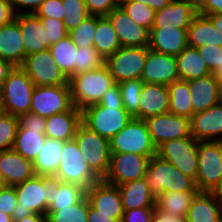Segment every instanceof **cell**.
Masks as SVG:
<instances>
[{
  "label": "cell",
  "mask_w": 222,
  "mask_h": 222,
  "mask_svg": "<svg viewBox=\"0 0 222 222\" xmlns=\"http://www.w3.org/2000/svg\"><path fill=\"white\" fill-rule=\"evenodd\" d=\"M145 178L155 199L169 191L199 192L193 178L184 175L178 168L158 155L150 158Z\"/></svg>",
  "instance_id": "6da1fadb"
},
{
  "label": "cell",
  "mask_w": 222,
  "mask_h": 222,
  "mask_svg": "<svg viewBox=\"0 0 222 222\" xmlns=\"http://www.w3.org/2000/svg\"><path fill=\"white\" fill-rule=\"evenodd\" d=\"M114 83L106 65L71 77L69 86L73 105L82 110L89 105L99 103L106 90Z\"/></svg>",
  "instance_id": "7a4b0ae2"
},
{
  "label": "cell",
  "mask_w": 222,
  "mask_h": 222,
  "mask_svg": "<svg viewBox=\"0 0 222 222\" xmlns=\"http://www.w3.org/2000/svg\"><path fill=\"white\" fill-rule=\"evenodd\" d=\"M0 87L3 113L19 117L30 112L35 85L20 66L14 68Z\"/></svg>",
  "instance_id": "3957f363"
},
{
  "label": "cell",
  "mask_w": 222,
  "mask_h": 222,
  "mask_svg": "<svg viewBox=\"0 0 222 222\" xmlns=\"http://www.w3.org/2000/svg\"><path fill=\"white\" fill-rule=\"evenodd\" d=\"M62 182H68L89 189L101 178L90 168L75 139L64 142L60 162L54 176Z\"/></svg>",
  "instance_id": "277c9868"
},
{
  "label": "cell",
  "mask_w": 222,
  "mask_h": 222,
  "mask_svg": "<svg viewBox=\"0 0 222 222\" xmlns=\"http://www.w3.org/2000/svg\"><path fill=\"white\" fill-rule=\"evenodd\" d=\"M132 119L123 106L104 107L96 103L81 110V123L108 140L118 134Z\"/></svg>",
  "instance_id": "5b68a950"
},
{
  "label": "cell",
  "mask_w": 222,
  "mask_h": 222,
  "mask_svg": "<svg viewBox=\"0 0 222 222\" xmlns=\"http://www.w3.org/2000/svg\"><path fill=\"white\" fill-rule=\"evenodd\" d=\"M17 206L12 211V221H18L29 215H47L48 177L35 175L14 186Z\"/></svg>",
  "instance_id": "8992f818"
},
{
  "label": "cell",
  "mask_w": 222,
  "mask_h": 222,
  "mask_svg": "<svg viewBox=\"0 0 222 222\" xmlns=\"http://www.w3.org/2000/svg\"><path fill=\"white\" fill-rule=\"evenodd\" d=\"M111 153H134L148 157L157 154L145 120L133 118L110 139Z\"/></svg>",
  "instance_id": "52a82bcc"
},
{
  "label": "cell",
  "mask_w": 222,
  "mask_h": 222,
  "mask_svg": "<svg viewBox=\"0 0 222 222\" xmlns=\"http://www.w3.org/2000/svg\"><path fill=\"white\" fill-rule=\"evenodd\" d=\"M197 155V188L199 192H213L222 175V141H199Z\"/></svg>",
  "instance_id": "ba28073f"
},
{
  "label": "cell",
  "mask_w": 222,
  "mask_h": 222,
  "mask_svg": "<svg viewBox=\"0 0 222 222\" xmlns=\"http://www.w3.org/2000/svg\"><path fill=\"white\" fill-rule=\"evenodd\" d=\"M74 139L90 168L102 179L109 168L110 140L89 130L82 123L78 126Z\"/></svg>",
  "instance_id": "9c48e42d"
},
{
  "label": "cell",
  "mask_w": 222,
  "mask_h": 222,
  "mask_svg": "<svg viewBox=\"0 0 222 222\" xmlns=\"http://www.w3.org/2000/svg\"><path fill=\"white\" fill-rule=\"evenodd\" d=\"M198 144L192 135L181 139H173L161 144L157 148L160 158L170 162L178 168L184 175L196 181L198 173Z\"/></svg>",
  "instance_id": "30bf717a"
},
{
  "label": "cell",
  "mask_w": 222,
  "mask_h": 222,
  "mask_svg": "<svg viewBox=\"0 0 222 222\" xmlns=\"http://www.w3.org/2000/svg\"><path fill=\"white\" fill-rule=\"evenodd\" d=\"M149 47H120L109 56L105 65L115 83L141 79Z\"/></svg>",
  "instance_id": "8fae6325"
},
{
  "label": "cell",
  "mask_w": 222,
  "mask_h": 222,
  "mask_svg": "<svg viewBox=\"0 0 222 222\" xmlns=\"http://www.w3.org/2000/svg\"><path fill=\"white\" fill-rule=\"evenodd\" d=\"M20 67L35 86L69 85V79L54 62L49 49L27 55Z\"/></svg>",
  "instance_id": "7c38bea8"
},
{
  "label": "cell",
  "mask_w": 222,
  "mask_h": 222,
  "mask_svg": "<svg viewBox=\"0 0 222 222\" xmlns=\"http://www.w3.org/2000/svg\"><path fill=\"white\" fill-rule=\"evenodd\" d=\"M69 85L35 86L30 112L48 118L69 111L73 107Z\"/></svg>",
  "instance_id": "4fadbf2b"
},
{
  "label": "cell",
  "mask_w": 222,
  "mask_h": 222,
  "mask_svg": "<svg viewBox=\"0 0 222 222\" xmlns=\"http://www.w3.org/2000/svg\"><path fill=\"white\" fill-rule=\"evenodd\" d=\"M150 157L134 153H111L109 168L103 181L112 185L144 178Z\"/></svg>",
  "instance_id": "5bb4252c"
},
{
  "label": "cell",
  "mask_w": 222,
  "mask_h": 222,
  "mask_svg": "<svg viewBox=\"0 0 222 222\" xmlns=\"http://www.w3.org/2000/svg\"><path fill=\"white\" fill-rule=\"evenodd\" d=\"M153 144L191 136L190 119L172 113H165L145 119Z\"/></svg>",
  "instance_id": "9a60e30c"
},
{
  "label": "cell",
  "mask_w": 222,
  "mask_h": 222,
  "mask_svg": "<svg viewBox=\"0 0 222 222\" xmlns=\"http://www.w3.org/2000/svg\"><path fill=\"white\" fill-rule=\"evenodd\" d=\"M121 47H149L150 32L137 24L120 6L106 16Z\"/></svg>",
  "instance_id": "2e32d148"
},
{
  "label": "cell",
  "mask_w": 222,
  "mask_h": 222,
  "mask_svg": "<svg viewBox=\"0 0 222 222\" xmlns=\"http://www.w3.org/2000/svg\"><path fill=\"white\" fill-rule=\"evenodd\" d=\"M141 80L168 86L179 80L176 57L148 50Z\"/></svg>",
  "instance_id": "e0dca14e"
},
{
  "label": "cell",
  "mask_w": 222,
  "mask_h": 222,
  "mask_svg": "<svg viewBox=\"0 0 222 222\" xmlns=\"http://www.w3.org/2000/svg\"><path fill=\"white\" fill-rule=\"evenodd\" d=\"M86 197L98 213L114 214V218L121 222L124 209L118 186L101 179L86 190Z\"/></svg>",
  "instance_id": "ac0fdd59"
},
{
  "label": "cell",
  "mask_w": 222,
  "mask_h": 222,
  "mask_svg": "<svg viewBox=\"0 0 222 222\" xmlns=\"http://www.w3.org/2000/svg\"><path fill=\"white\" fill-rule=\"evenodd\" d=\"M193 115L203 112L222 101V89L215 75L188 81Z\"/></svg>",
  "instance_id": "d6986e66"
},
{
  "label": "cell",
  "mask_w": 222,
  "mask_h": 222,
  "mask_svg": "<svg viewBox=\"0 0 222 222\" xmlns=\"http://www.w3.org/2000/svg\"><path fill=\"white\" fill-rule=\"evenodd\" d=\"M191 135L198 141H222V101L190 119Z\"/></svg>",
  "instance_id": "ffe728a7"
},
{
  "label": "cell",
  "mask_w": 222,
  "mask_h": 222,
  "mask_svg": "<svg viewBox=\"0 0 222 222\" xmlns=\"http://www.w3.org/2000/svg\"><path fill=\"white\" fill-rule=\"evenodd\" d=\"M188 29L152 28L149 36V49L176 57L188 46Z\"/></svg>",
  "instance_id": "44dd1931"
},
{
  "label": "cell",
  "mask_w": 222,
  "mask_h": 222,
  "mask_svg": "<svg viewBox=\"0 0 222 222\" xmlns=\"http://www.w3.org/2000/svg\"><path fill=\"white\" fill-rule=\"evenodd\" d=\"M197 12L185 0H171L162 9L157 10L152 28L188 29Z\"/></svg>",
  "instance_id": "7402d4cb"
},
{
  "label": "cell",
  "mask_w": 222,
  "mask_h": 222,
  "mask_svg": "<svg viewBox=\"0 0 222 222\" xmlns=\"http://www.w3.org/2000/svg\"><path fill=\"white\" fill-rule=\"evenodd\" d=\"M15 20L20 25L26 56L49 49L47 30L35 14H17Z\"/></svg>",
  "instance_id": "603a6c76"
},
{
  "label": "cell",
  "mask_w": 222,
  "mask_h": 222,
  "mask_svg": "<svg viewBox=\"0 0 222 222\" xmlns=\"http://www.w3.org/2000/svg\"><path fill=\"white\" fill-rule=\"evenodd\" d=\"M0 169L6 186H15L36 175L33 161L13 149L0 151Z\"/></svg>",
  "instance_id": "cb8c5ba5"
},
{
  "label": "cell",
  "mask_w": 222,
  "mask_h": 222,
  "mask_svg": "<svg viewBox=\"0 0 222 222\" xmlns=\"http://www.w3.org/2000/svg\"><path fill=\"white\" fill-rule=\"evenodd\" d=\"M185 222H222V199L213 192H198L192 200Z\"/></svg>",
  "instance_id": "d4e9b609"
},
{
  "label": "cell",
  "mask_w": 222,
  "mask_h": 222,
  "mask_svg": "<svg viewBox=\"0 0 222 222\" xmlns=\"http://www.w3.org/2000/svg\"><path fill=\"white\" fill-rule=\"evenodd\" d=\"M169 112V91L161 84L144 83L140 92L139 119Z\"/></svg>",
  "instance_id": "484cf974"
},
{
  "label": "cell",
  "mask_w": 222,
  "mask_h": 222,
  "mask_svg": "<svg viewBox=\"0 0 222 222\" xmlns=\"http://www.w3.org/2000/svg\"><path fill=\"white\" fill-rule=\"evenodd\" d=\"M86 195V190L76 184L62 182L48 177L47 211H57L78 203Z\"/></svg>",
  "instance_id": "4316f807"
},
{
  "label": "cell",
  "mask_w": 222,
  "mask_h": 222,
  "mask_svg": "<svg viewBox=\"0 0 222 222\" xmlns=\"http://www.w3.org/2000/svg\"><path fill=\"white\" fill-rule=\"evenodd\" d=\"M26 53L19 23L12 22L0 27V58L21 66Z\"/></svg>",
  "instance_id": "83f0119b"
},
{
  "label": "cell",
  "mask_w": 222,
  "mask_h": 222,
  "mask_svg": "<svg viewBox=\"0 0 222 222\" xmlns=\"http://www.w3.org/2000/svg\"><path fill=\"white\" fill-rule=\"evenodd\" d=\"M80 124L81 110L73 106L69 111L46 118L45 136L63 142L74 139Z\"/></svg>",
  "instance_id": "f1b7e54d"
},
{
  "label": "cell",
  "mask_w": 222,
  "mask_h": 222,
  "mask_svg": "<svg viewBox=\"0 0 222 222\" xmlns=\"http://www.w3.org/2000/svg\"><path fill=\"white\" fill-rule=\"evenodd\" d=\"M188 46L200 48L204 46L222 47V34L208 16L197 13L187 30Z\"/></svg>",
  "instance_id": "f546056e"
},
{
  "label": "cell",
  "mask_w": 222,
  "mask_h": 222,
  "mask_svg": "<svg viewBox=\"0 0 222 222\" xmlns=\"http://www.w3.org/2000/svg\"><path fill=\"white\" fill-rule=\"evenodd\" d=\"M124 211L136 208H155L156 199L150 192L146 178L118 185Z\"/></svg>",
  "instance_id": "4dcf8cb0"
},
{
  "label": "cell",
  "mask_w": 222,
  "mask_h": 222,
  "mask_svg": "<svg viewBox=\"0 0 222 222\" xmlns=\"http://www.w3.org/2000/svg\"><path fill=\"white\" fill-rule=\"evenodd\" d=\"M64 142L47 138L37 157L33 161L35 174L38 176L54 177L63 151Z\"/></svg>",
  "instance_id": "1f68e13d"
},
{
  "label": "cell",
  "mask_w": 222,
  "mask_h": 222,
  "mask_svg": "<svg viewBox=\"0 0 222 222\" xmlns=\"http://www.w3.org/2000/svg\"><path fill=\"white\" fill-rule=\"evenodd\" d=\"M180 80L189 81L212 74L208 65L198 52V48L187 46L176 56Z\"/></svg>",
  "instance_id": "d6a6232c"
},
{
  "label": "cell",
  "mask_w": 222,
  "mask_h": 222,
  "mask_svg": "<svg viewBox=\"0 0 222 222\" xmlns=\"http://www.w3.org/2000/svg\"><path fill=\"white\" fill-rule=\"evenodd\" d=\"M93 47L105 60L121 47L116 32L106 16H96V34Z\"/></svg>",
  "instance_id": "836d02e7"
},
{
  "label": "cell",
  "mask_w": 222,
  "mask_h": 222,
  "mask_svg": "<svg viewBox=\"0 0 222 222\" xmlns=\"http://www.w3.org/2000/svg\"><path fill=\"white\" fill-rule=\"evenodd\" d=\"M197 193L180 191L164 192L156 198L155 206L163 212L185 220L192 200Z\"/></svg>",
  "instance_id": "e575fe53"
},
{
  "label": "cell",
  "mask_w": 222,
  "mask_h": 222,
  "mask_svg": "<svg viewBox=\"0 0 222 222\" xmlns=\"http://www.w3.org/2000/svg\"><path fill=\"white\" fill-rule=\"evenodd\" d=\"M169 91V113L191 119L193 107L188 81L176 80L167 86Z\"/></svg>",
  "instance_id": "d590c367"
},
{
  "label": "cell",
  "mask_w": 222,
  "mask_h": 222,
  "mask_svg": "<svg viewBox=\"0 0 222 222\" xmlns=\"http://www.w3.org/2000/svg\"><path fill=\"white\" fill-rule=\"evenodd\" d=\"M46 139L40 130H28L18 126L13 150L21 154L25 159L34 161Z\"/></svg>",
  "instance_id": "8d00e7d4"
},
{
  "label": "cell",
  "mask_w": 222,
  "mask_h": 222,
  "mask_svg": "<svg viewBox=\"0 0 222 222\" xmlns=\"http://www.w3.org/2000/svg\"><path fill=\"white\" fill-rule=\"evenodd\" d=\"M77 48L68 35L49 47L54 62L68 79L74 76Z\"/></svg>",
  "instance_id": "74e56055"
},
{
  "label": "cell",
  "mask_w": 222,
  "mask_h": 222,
  "mask_svg": "<svg viewBox=\"0 0 222 222\" xmlns=\"http://www.w3.org/2000/svg\"><path fill=\"white\" fill-rule=\"evenodd\" d=\"M118 84L124 109L133 118L139 119L140 92L144 82L141 79H131Z\"/></svg>",
  "instance_id": "f35d334b"
},
{
  "label": "cell",
  "mask_w": 222,
  "mask_h": 222,
  "mask_svg": "<svg viewBox=\"0 0 222 222\" xmlns=\"http://www.w3.org/2000/svg\"><path fill=\"white\" fill-rule=\"evenodd\" d=\"M88 200L86 195L76 204L57 211H47L48 222H87Z\"/></svg>",
  "instance_id": "ab89813d"
},
{
  "label": "cell",
  "mask_w": 222,
  "mask_h": 222,
  "mask_svg": "<svg viewBox=\"0 0 222 222\" xmlns=\"http://www.w3.org/2000/svg\"><path fill=\"white\" fill-rule=\"evenodd\" d=\"M119 6L140 26L149 32L152 29L155 10L148 4L131 0H120Z\"/></svg>",
  "instance_id": "60d3db41"
},
{
  "label": "cell",
  "mask_w": 222,
  "mask_h": 222,
  "mask_svg": "<svg viewBox=\"0 0 222 222\" xmlns=\"http://www.w3.org/2000/svg\"><path fill=\"white\" fill-rule=\"evenodd\" d=\"M105 59L93 47L77 48L74 76L90 70L98 69L105 65Z\"/></svg>",
  "instance_id": "b9f144b4"
},
{
  "label": "cell",
  "mask_w": 222,
  "mask_h": 222,
  "mask_svg": "<svg viewBox=\"0 0 222 222\" xmlns=\"http://www.w3.org/2000/svg\"><path fill=\"white\" fill-rule=\"evenodd\" d=\"M96 34V16L89 15L76 28L68 32V36L79 47L93 46Z\"/></svg>",
  "instance_id": "7bdbcfd3"
},
{
  "label": "cell",
  "mask_w": 222,
  "mask_h": 222,
  "mask_svg": "<svg viewBox=\"0 0 222 222\" xmlns=\"http://www.w3.org/2000/svg\"><path fill=\"white\" fill-rule=\"evenodd\" d=\"M62 5L64 13L62 21L68 32L89 16L84 0H62Z\"/></svg>",
  "instance_id": "ee69618b"
},
{
  "label": "cell",
  "mask_w": 222,
  "mask_h": 222,
  "mask_svg": "<svg viewBox=\"0 0 222 222\" xmlns=\"http://www.w3.org/2000/svg\"><path fill=\"white\" fill-rule=\"evenodd\" d=\"M18 126L19 118L17 116L7 113L0 115V151L13 148Z\"/></svg>",
  "instance_id": "f6af8a7d"
},
{
  "label": "cell",
  "mask_w": 222,
  "mask_h": 222,
  "mask_svg": "<svg viewBox=\"0 0 222 222\" xmlns=\"http://www.w3.org/2000/svg\"><path fill=\"white\" fill-rule=\"evenodd\" d=\"M48 34V43L56 44L68 35L64 22L55 18L39 17Z\"/></svg>",
  "instance_id": "bcb514c9"
},
{
  "label": "cell",
  "mask_w": 222,
  "mask_h": 222,
  "mask_svg": "<svg viewBox=\"0 0 222 222\" xmlns=\"http://www.w3.org/2000/svg\"><path fill=\"white\" fill-rule=\"evenodd\" d=\"M89 15L107 16L120 4V0H84Z\"/></svg>",
  "instance_id": "7dc6e473"
},
{
  "label": "cell",
  "mask_w": 222,
  "mask_h": 222,
  "mask_svg": "<svg viewBox=\"0 0 222 222\" xmlns=\"http://www.w3.org/2000/svg\"><path fill=\"white\" fill-rule=\"evenodd\" d=\"M198 52L212 73L222 65V47L207 45L198 48Z\"/></svg>",
  "instance_id": "c3c4849f"
},
{
  "label": "cell",
  "mask_w": 222,
  "mask_h": 222,
  "mask_svg": "<svg viewBox=\"0 0 222 222\" xmlns=\"http://www.w3.org/2000/svg\"><path fill=\"white\" fill-rule=\"evenodd\" d=\"M37 17H48L63 20L62 0H44L35 12Z\"/></svg>",
  "instance_id": "681fc988"
},
{
  "label": "cell",
  "mask_w": 222,
  "mask_h": 222,
  "mask_svg": "<svg viewBox=\"0 0 222 222\" xmlns=\"http://www.w3.org/2000/svg\"><path fill=\"white\" fill-rule=\"evenodd\" d=\"M17 195L14 186L0 187V211L8 215L17 206Z\"/></svg>",
  "instance_id": "f907efd6"
},
{
  "label": "cell",
  "mask_w": 222,
  "mask_h": 222,
  "mask_svg": "<svg viewBox=\"0 0 222 222\" xmlns=\"http://www.w3.org/2000/svg\"><path fill=\"white\" fill-rule=\"evenodd\" d=\"M18 118L20 127L28 130H40V133L45 134L46 118L32 112L22 114Z\"/></svg>",
  "instance_id": "816d5d0a"
},
{
  "label": "cell",
  "mask_w": 222,
  "mask_h": 222,
  "mask_svg": "<svg viewBox=\"0 0 222 222\" xmlns=\"http://www.w3.org/2000/svg\"><path fill=\"white\" fill-rule=\"evenodd\" d=\"M154 208H136L124 211L121 222H152Z\"/></svg>",
  "instance_id": "f5cc1de1"
},
{
  "label": "cell",
  "mask_w": 222,
  "mask_h": 222,
  "mask_svg": "<svg viewBox=\"0 0 222 222\" xmlns=\"http://www.w3.org/2000/svg\"><path fill=\"white\" fill-rule=\"evenodd\" d=\"M98 104L104 107L123 106L119 84L114 83L109 89H107Z\"/></svg>",
  "instance_id": "db71d44e"
},
{
  "label": "cell",
  "mask_w": 222,
  "mask_h": 222,
  "mask_svg": "<svg viewBox=\"0 0 222 222\" xmlns=\"http://www.w3.org/2000/svg\"><path fill=\"white\" fill-rule=\"evenodd\" d=\"M44 0H10L14 13L17 14H35ZM21 8V9H20ZM24 8L30 10L23 11ZM18 10V12H16ZM21 10V11H19Z\"/></svg>",
  "instance_id": "11a10c76"
},
{
  "label": "cell",
  "mask_w": 222,
  "mask_h": 222,
  "mask_svg": "<svg viewBox=\"0 0 222 222\" xmlns=\"http://www.w3.org/2000/svg\"><path fill=\"white\" fill-rule=\"evenodd\" d=\"M15 16L10 0H0V27L12 22Z\"/></svg>",
  "instance_id": "9f6ffc18"
},
{
  "label": "cell",
  "mask_w": 222,
  "mask_h": 222,
  "mask_svg": "<svg viewBox=\"0 0 222 222\" xmlns=\"http://www.w3.org/2000/svg\"><path fill=\"white\" fill-rule=\"evenodd\" d=\"M87 222H120V221L114 218V214L98 213V210L93 209L88 202Z\"/></svg>",
  "instance_id": "6f0895ef"
},
{
  "label": "cell",
  "mask_w": 222,
  "mask_h": 222,
  "mask_svg": "<svg viewBox=\"0 0 222 222\" xmlns=\"http://www.w3.org/2000/svg\"><path fill=\"white\" fill-rule=\"evenodd\" d=\"M152 222H185V220L183 218L175 217L170 213L163 212L155 206Z\"/></svg>",
  "instance_id": "680465c9"
},
{
  "label": "cell",
  "mask_w": 222,
  "mask_h": 222,
  "mask_svg": "<svg viewBox=\"0 0 222 222\" xmlns=\"http://www.w3.org/2000/svg\"><path fill=\"white\" fill-rule=\"evenodd\" d=\"M202 15L222 14V0H207L205 7L199 12Z\"/></svg>",
  "instance_id": "91938a15"
},
{
  "label": "cell",
  "mask_w": 222,
  "mask_h": 222,
  "mask_svg": "<svg viewBox=\"0 0 222 222\" xmlns=\"http://www.w3.org/2000/svg\"><path fill=\"white\" fill-rule=\"evenodd\" d=\"M15 67L12 62L0 58V86Z\"/></svg>",
  "instance_id": "94428289"
},
{
  "label": "cell",
  "mask_w": 222,
  "mask_h": 222,
  "mask_svg": "<svg viewBox=\"0 0 222 222\" xmlns=\"http://www.w3.org/2000/svg\"><path fill=\"white\" fill-rule=\"evenodd\" d=\"M15 222H48L47 215L32 214Z\"/></svg>",
  "instance_id": "6125c7cd"
},
{
  "label": "cell",
  "mask_w": 222,
  "mask_h": 222,
  "mask_svg": "<svg viewBox=\"0 0 222 222\" xmlns=\"http://www.w3.org/2000/svg\"><path fill=\"white\" fill-rule=\"evenodd\" d=\"M171 0H147V4L155 11L162 9Z\"/></svg>",
  "instance_id": "be15d7a7"
},
{
  "label": "cell",
  "mask_w": 222,
  "mask_h": 222,
  "mask_svg": "<svg viewBox=\"0 0 222 222\" xmlns=\"http://www.w3.org/2000/svg\"><path fill=\"white\" fill-rule=\"evenodd\" d=\"M185 1H187L197 13H199L207 3V0H185Z\"/></svg>",
  "instance_id": "e7e4bbea"
},
{
  "label": "cell",
  "mask_w": 222,
  "mask_h": 222,
  "mask_svg": "<svg viewBox=\"0 0 222 222\" xmlns=\"http://www.w3.org/2000/svg\"><path fill=\"white\" fill-rule=\"evenodd\" d=\"M212 23L215 25L216 29L220 31L222 34V14H213V15H207Z\"/></svg>",
  "instance_id": "03108f58"
},
{
  "label": "cell",
  "mask_w": 222,
  "mask_h": 222,
  "mask_svg": "<svg viewBox=\"0 0 222 222\" xmlns=\"http://www.w3.org/2000/svg\"><path fill=\"white\" fill-rule=\"evenodd\" d=\"M220 83L222 89V65L213 73Z\"/></svg>",
  "instance_id": "003e7915"
},
{
  "label": "cell",
  "mask_w": 222,
  "mask_h": 222,
  "mask_svg": "<svg viewBox=\"0 0 222 222\" xmlns=\"http://www.w3.org/2000/svg\"><path fill=\"white\" fill-rule=\"evenodd\" d=\"M0 222H13L12 216L0 211Z\"/></svg>",
  "instance_id": "a7ac6f4b"
},
{
  "label": "cell",
  "mask_w": 222,
  "mask_h": 222,
  "mask_svg": "<svg viewBox=\"0 0 222 222\" xmlns=\"http://www.w3.org/2000/svg\"><path fill=\"white\" fill-rule=\"evenodd\" d=\"M213 193L222 199V175H221L218 187L213 191Z\"/></svg>",
  "instance_id": "89a4df30"
},
{
  "label": "cell",
  "mask_w": 222,
  "mask_h": 222,
  "mask_svg": "<svg viewBox=\"0 0 222 222\" xmlns=\"http://www.w3.org/2000/svg\"><path fill=\"white\" fill-rule=\"evenodd\" d=\"M4 186H6V185H5L4 177H3L1 169H0V187H4Z\"/></svg>",
  "instance_id": "2644e50d"
},
{
  "label": "cell",
  "mask_w": 222,
  "mask_h": 222,
  "mask_svg": "<svg viewBox=\"0 0 222 222\" xmlns=\"http://www.w3.org/2000/svg\"><path fill=\"white\" fill-rule=\"evenodd\" d=\"M131 1L142 2L144 4H147V0H131Z\"/></svg>",
  "instance_id": "8c879c8a"
},
{
  "label": "cell",
  "mask_w": 222,
  "mask_h": 222,
  "mask_svg": "<svg viewBox=\"0 0 222 222\" xmlns=\"http://www.w3.org/2000/svg\"><path fill=\"white\" fill-rule=\"evenodd\" d=\"M0 107H1V87H0Z\"/></svg>",
  "instance_id": "753ad0ef"
},
{
  "label": "cell",
  "mask_w": 222,
  "mask_h": 222,
  "mask_svg": "<svg viewBox=\"0 0 222 222\" xmlns=\"http://www.w3.org/2000/svg\"><path fill=\"white\" fill-rule=\"evenodd\" d=\"M3 113V109L2 107H0V115Z\"/></svg>",
  "instance_id": "34e18365"
}]
</instances>
